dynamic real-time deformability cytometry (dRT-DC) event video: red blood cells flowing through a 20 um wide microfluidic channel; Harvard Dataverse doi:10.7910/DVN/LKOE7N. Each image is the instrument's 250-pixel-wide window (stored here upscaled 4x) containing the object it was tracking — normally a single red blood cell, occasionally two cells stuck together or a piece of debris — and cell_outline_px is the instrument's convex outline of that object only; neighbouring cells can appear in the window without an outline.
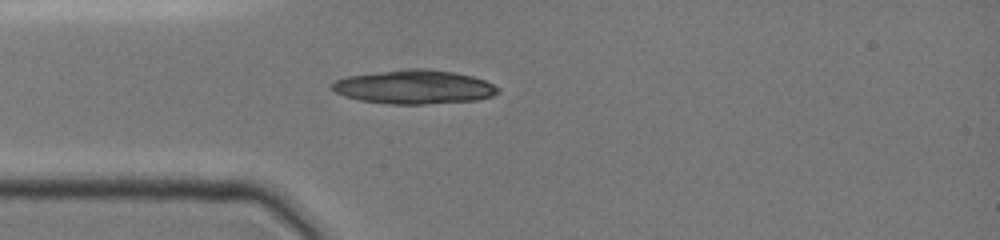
{"species": "common noctule bat (a hibernating species)", "species_latin": "Nyctalus noctula", "temperature_condition": "cold", "stored_images_in_passage": 39, "camera_frame_rate_fps": 3000, "um_per_image_px": 0.085, "animal": {"sex": "female", "body_mass_g": 19.0, "forearm_length_mm": 51.5}, "frame": {"image": 1, "passage_image": 9, "time_ms": 3.333, "image_size_px": [1000, 240], "cell_outline_px": [[500, 92], [492, 96], [476, 100], [424, 104], [388, 104], [360, 100], [344, 96], [336, 92], [328, 84], [336, 80], [348, 76], [404, 68], [424, 68], [452, 72], [472, 76], [484, 80], [500, 88]], "centroid_in_image_um": [35.19, 7.39], "position_along_channel_um": 49.8, "area_um2": 32.83}}
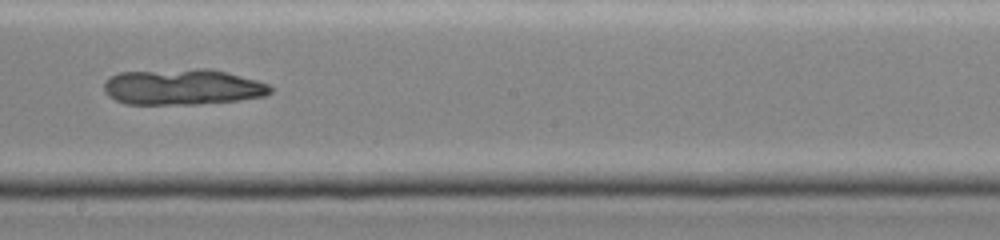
{"frame": {"image": 2, "passage_image": 22, "time_ms": 8.0, "image_size_px": [1000, 240], "cell_outline_px": [[272, 92], [264, 96], [236, 100], [200, 104], [124, 104], [108, 96], [104, 92], [104, 80], [108, 76], [120, 72], [196, 68], [208, 68], [256, 80], [268, 84], [272, 88]], "centroid_in_image_um": [15.45, 7.39], "position_along_channel_um": 232.7, "area_um2": 34.91}}
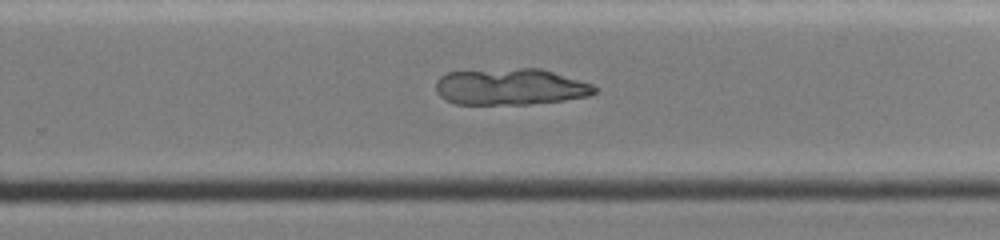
{"frame": {"image": 3, "passage_image": 25, "time_ms": 9.333, "image_size_px": [1000, 240], "cell_outline_px": [[600, 88], [596, 92], [588, 96], [564, 100], [528, 104], [456, 104], [444, 100], [436, 92], [436, 80], [440, 76], [448, 72], [520, 68], [540, 68], [592, 84]], "centroid_in_image_um": [43.37, 7.38], "position_along_channel_um": 286.4, "area_um2": 33.76}}